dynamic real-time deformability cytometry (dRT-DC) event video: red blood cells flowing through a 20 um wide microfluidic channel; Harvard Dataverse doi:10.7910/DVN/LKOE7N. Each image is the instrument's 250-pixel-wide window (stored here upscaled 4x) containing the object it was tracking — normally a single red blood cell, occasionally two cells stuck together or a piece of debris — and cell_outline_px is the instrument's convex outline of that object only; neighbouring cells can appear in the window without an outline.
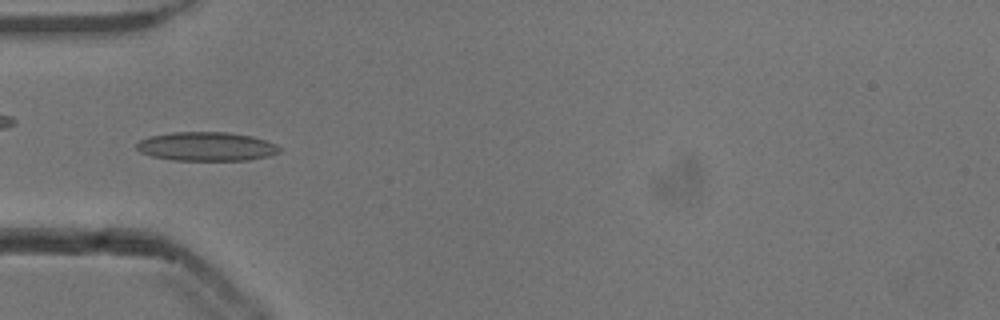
{"species": "common noctule bat (a hibernating species)", "species_latin": "Nyctalus noctula", "temperature_condition": "cold", "stored_images_in_passage": 52, "camera_frame_rate_fps": 3000, "um_per_image_px": 0.085, "animal": {"sex": "male", "body_mass_g": 13.3}, "frame": {"image": 1, "passage_image": 16, "time_ms": 5.0, "image_size_px": [1000, 320], "cell_outline_px": [[280, 152], [268, 156], [248, 160], [172, 160], [152, 156], [140, 152], [136, 148], [136, 144], [140, 140], [148, 136], [172, 132], [224, 132], [252, 136], [276, 144], [280, 148]], "centroid_in_image_um": [17.52, 12.45], "position_along_channel_um": 67.5, "area_um2": 24.04}}
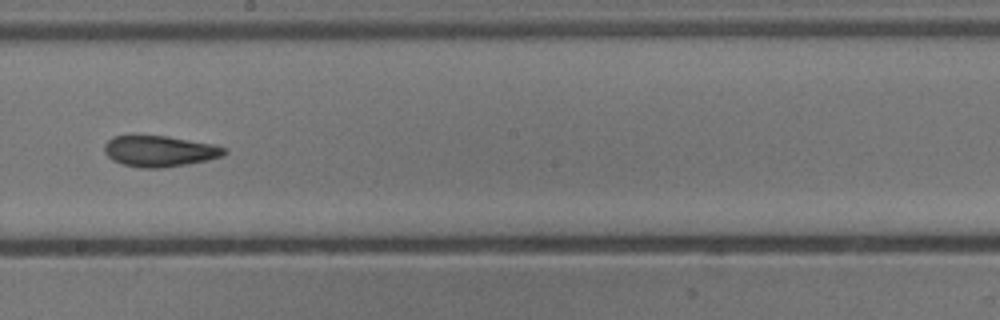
{"frame": {"image": 2, "passage_image": 29, "time_ms": 9.333, "image_size_px": [1000, 320], "cell_outline_px": [[228, 152], [224, 156], [208, 160], [188, 164], [164, 168], [140, 168], [124, 164], [112, 160], [104, 152], [104, 144], [112, 136], [168, 136], [216, 144], [228, 148]], "centroid_in_image_um": [13.63, 12.85], "position_along_channel_um": 234.6, "area_um2": 21.96}}
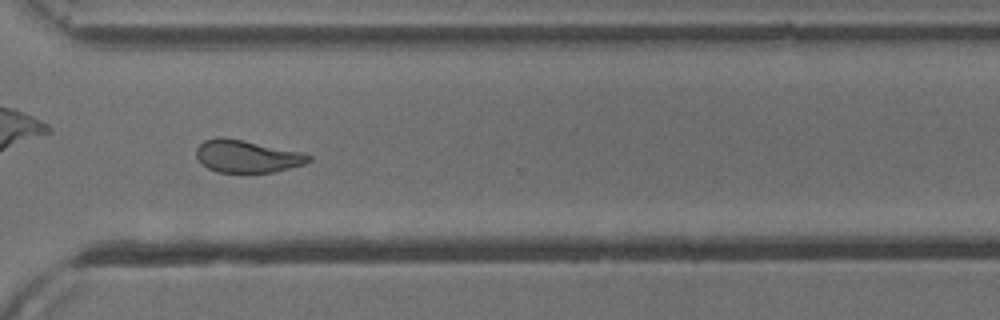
{"frame": {"image": 3, "passage_image": 38, "time_ms": 12.333, "image_size_px": [1000, 320], "cell_outline_px": [[312, 160], [304, 164], [272, 172], [216, 172], [208, 168], [196, 156], [196, 148], [204, 140], [216, 136], [220, 136], [244, 140], [300, 152], [312, 156]], "centroid_in_image_um": [20.97, 13.27], "position_along_channel_um": 349.6, "area_um2": 21.1}, "authors_computed_cell_mechanics": {"area_um2": 22.1952, "velocity_mm_per_s": 3.8395, "shape_relaxation_time_tau1_ms": 10.0665, "shape_relaxation_time_tau2_ms": 2.8918, "deformation_change_tau1": 0.1936, "deformation_change_tau2": 0.0945}}